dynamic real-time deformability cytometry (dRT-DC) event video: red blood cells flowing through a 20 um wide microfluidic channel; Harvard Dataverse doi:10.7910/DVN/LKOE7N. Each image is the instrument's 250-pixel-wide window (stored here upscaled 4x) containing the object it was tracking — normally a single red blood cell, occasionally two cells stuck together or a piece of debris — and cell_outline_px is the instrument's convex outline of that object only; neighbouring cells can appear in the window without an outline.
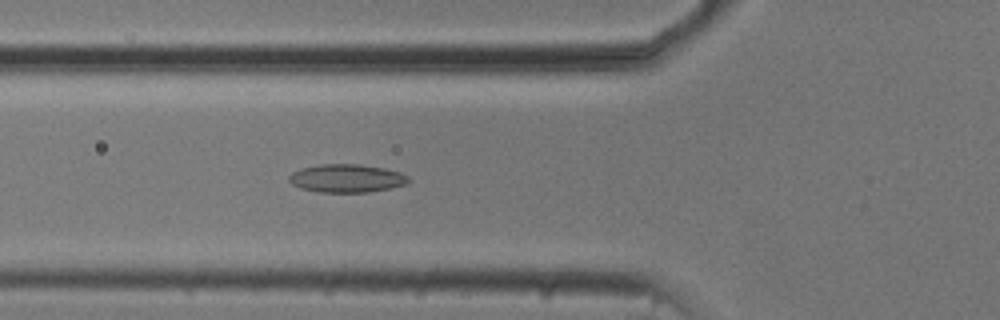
{"species": "common noctule bat (a hibernating species)", "species_latin": "Nyctalus noctula", "temperature_condition": "cold", "stored_images_in_passage": 53, "camera_frame_rate_fps": 3000, "um_per_image_px": 0.085, "animal": {"sex": "male", "body_mass_g": 20.5, "forearm_length_mm": 52.5}, "frame": {"image": 1, "passage_image": 19, "time_ms": 6.0, "image_size_px": [1000, 320], "cell_outline_px": [[412, 180], [404, 184], [388, 188], [368, 192], [316, 192], [300, 188], [292, 184], [288, 180], [288, 176], [292, 172], [300, 168], [320, 164], [360, 164], [384, 168], [400, 172], [408, 176]], "centroid_in_image_um": [29.43, 15.15], "position_along_channel_um": 96.4, "area_um2": 19.71}}
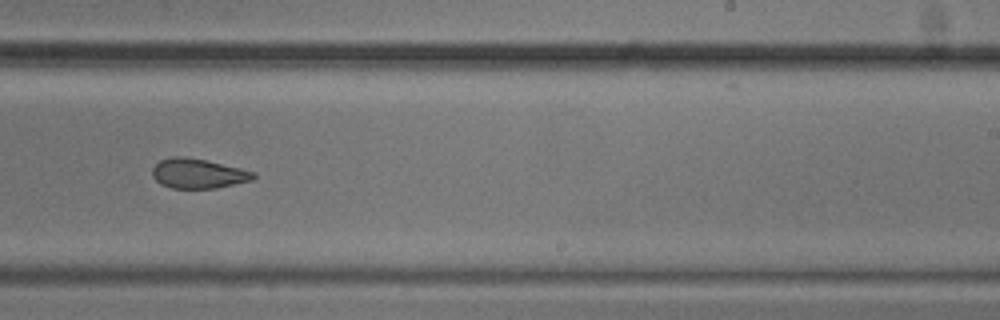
{"frame": {"image": 2, "passage_image": 33, "time_ms": 10.667, "image_size_px": [1000, 320], "cell_outline_px": [[256, 176], [252, 180], [216, 188], [172, 188], [160, 184], [152, 176], [152, 168], [160, 160], [172, 156], [184, 156], [204, 160], [240, 168], [256, 172]], "centroid_in_image_um": [16.82, 14.75], "position_along_channel_um": 272.2, "area_um2": 17.46}}
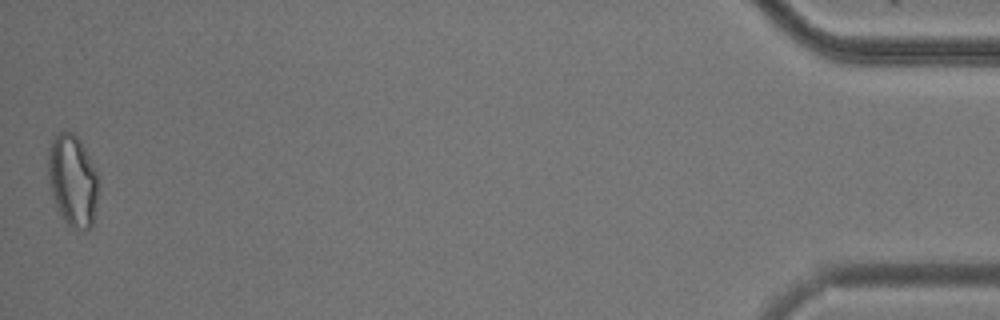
{"frame": {"image": 3, "passage_image": 53, "time_ms": 17.333, "image_size_px": [1000, 320], "cell_outline_px": [[96, 208], [92, 224], [84, 232], [68, 224], [64, 220], [56, 204], [52, 192], [48, 176], [48, 160], [52, 144], [56, 136], [64, 128], [72, 132], [80, 140], [96, 172]], "centroid_in_image_um": [6.17, 15.34], "position_along_channel_um": 429.0, "area_um2": 26.01}, "authors_computed_cell_mechanics": {"area_um2": 19.7098, "velocity_mm_per_s": 3.7558, "shape_relaxation_time_tau1_ms": null, "shape_relaxation_time_tau2_ms": 2.7357, "deformation_change_tau1": null, "deformation_change_tau2": 0.0867}}